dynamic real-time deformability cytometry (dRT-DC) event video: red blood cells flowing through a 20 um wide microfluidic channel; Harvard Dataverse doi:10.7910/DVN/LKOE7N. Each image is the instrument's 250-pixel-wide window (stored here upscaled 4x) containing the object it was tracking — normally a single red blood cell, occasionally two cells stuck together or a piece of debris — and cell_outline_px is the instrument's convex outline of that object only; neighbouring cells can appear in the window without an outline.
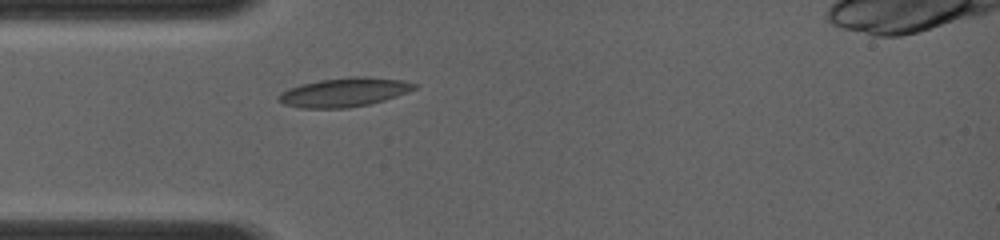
{"species": "common noctule bat (a hibernating species)", "species_latin": "Nyctalus noctula", "temperature_condition": "room temperature", "stored_images_in_passage": 15, "camera_frame_rate_fps": 4000, "um_per_image_px": 0.085, "animal": {"sex": "female", "body_mass_g": 19.0, "forearm_length_mm": 56.7}, "frame": {"image": 1, "passage_image": 1, "time_ms": 0.0, "image_size_px": [1000, 240], "cell_outline_px": [[420, 84], [416, 88], [408, 92], [384, 100], [368, 104], [348, 108], [304, 108], [284, 104], [276, 100], [276, 96], [280, 92], [288, 88], [300, 84], [320, 80], [352, 76], [368, 76], [404, 80]], "centroid_in_image_um": [29.26, 7.83], "position_along_channel_um": 55.7, "area_um2": 23.18}}
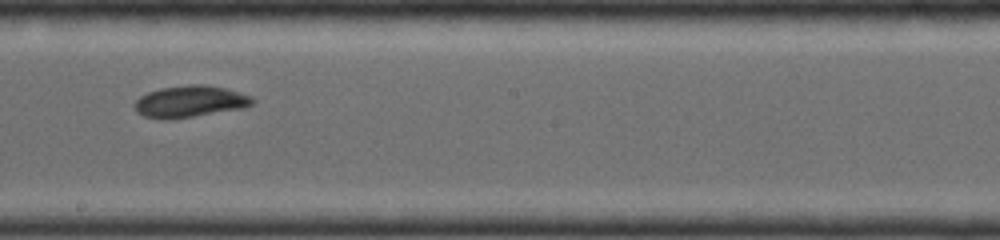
{"frame": {"image": 2, "passage_image": 7, "time_ms": 4.0, "image_size_px": [1000, 240], "cell_outline_px": [[256, 100], [252, 104], [244, 108], [168, 120], [164, 120], [144, 116], [136, 112], [132, 104], [140, 96], [148, 92], [160, 88], [188, 84], [204, 84], [228, 88], [252, 96]], "centroid_in_image_um": [16.14, 8.62], "position_along_channel_um": 232.1, "area_um2": 22.08}}
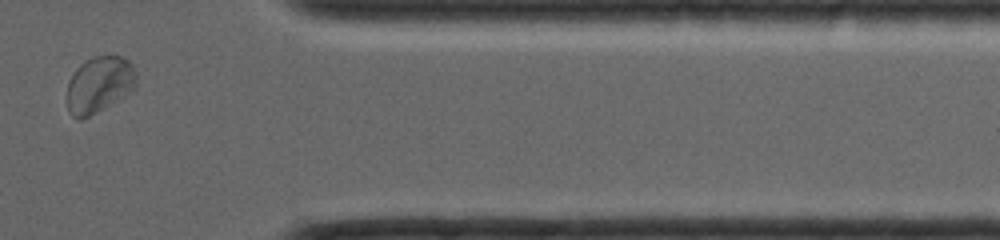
{"frame": {"image": 3, "passage_image": 13, "time_ms": 8.0, "image_size_px": [1000, 240], "cell_outline_px": [[136, 88], [132, 92], [104, 108], [80, 120], [76, 120], [68, 112], [68, 80], [76, 68], [84, 60], [92, 56], [108, 52], [120, 56], [128, 60], [132, 64], [136, 72]], "centroid_in_image_um": [8.45, 7.14], "position_along_channel_um": 402.9, "area_um2": 23.41}}